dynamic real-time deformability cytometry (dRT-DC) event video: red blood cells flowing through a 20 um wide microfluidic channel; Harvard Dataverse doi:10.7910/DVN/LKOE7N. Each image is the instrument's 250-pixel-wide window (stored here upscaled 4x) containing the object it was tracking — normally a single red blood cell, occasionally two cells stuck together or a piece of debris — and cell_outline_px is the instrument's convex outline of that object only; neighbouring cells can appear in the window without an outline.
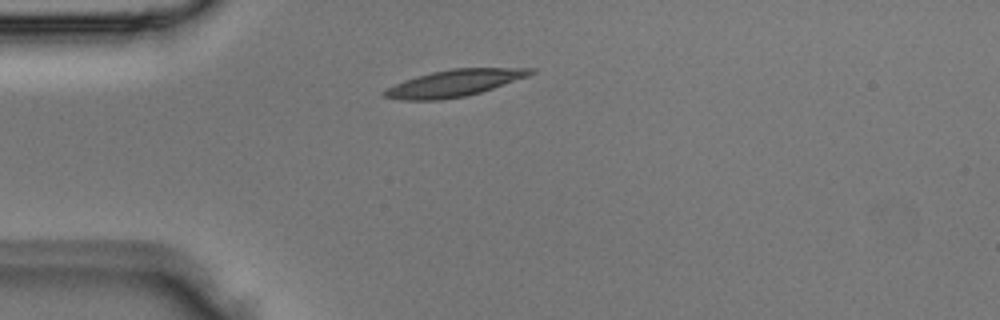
{"species": "Egyptian fruit bat (a non-hibernating species)", "species_latin": "Rousettus aegyptiacus", "temperature_condition": "room temperature", "stored_images_in_passage": 1, "camera_frame_rate_fps": 3000, "um_per_image_px": 0.085, "animal": {"sex": "male"}, "frame": {"image": 1, "passage_image": 1, "time_ms": 0.0, "image_size_px": [1000, 320], "cell_outline_px": [[536, 72], [528, 76], [480, 92], [464, 96], [440, 100], [400, 100], [384, 96], [380, 92], [404, 80], [432, 72], [452, 68], [536, 68]], "centroid_in_image_um": [38.61, 7.06], "position_along_channel_um": 46.4, "area_um2": 22.54}}